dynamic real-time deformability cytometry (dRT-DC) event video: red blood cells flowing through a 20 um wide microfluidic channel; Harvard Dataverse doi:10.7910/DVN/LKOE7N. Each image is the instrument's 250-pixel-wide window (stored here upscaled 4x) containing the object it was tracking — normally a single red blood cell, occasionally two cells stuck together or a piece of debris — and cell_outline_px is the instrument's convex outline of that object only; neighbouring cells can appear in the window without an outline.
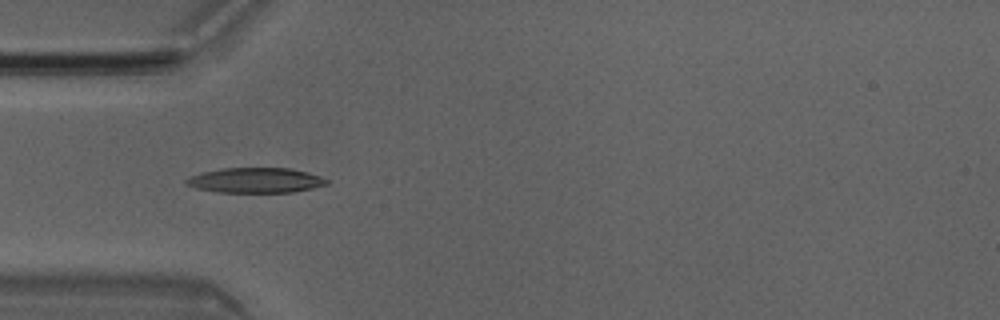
{"species": "Egyptian fruit bat (a non-hibernating species)", "species_latin": "Rousettus aegyptiacus", "temperature_condition": "room temperature", "stored_images_in_passage": 8, "camera_frame_rate_fps": 3000, "um_per_image_px": 0.085, "animal": {"sex": "male"}, "frame": {"image": 1, "passage_image": 4, "time_ms": 1.0, "image_size_px": [1000, 320], "cell_outline_px": [[328, 184], [312, 188], [292, 192], [220, 192], [196, 188], [184, 184], [184, 180], [188, 176], [200, 172], [224, 168], [288, 168], [308, 172], [320, 176], [328, 180]], "centroid_in_image_um": [21.68, 15.32], "position_along_channel_um": 63.3, "area_um2": 20.58}}
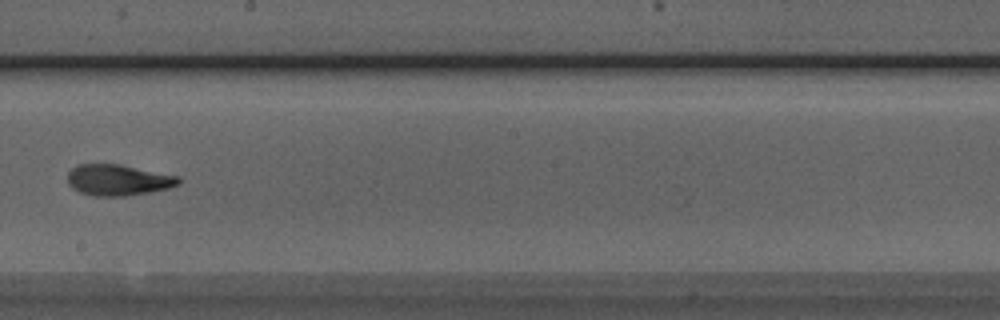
{"frame": {"image": 2, "passage_image": 8, "time_ms": 2.333, "image_size_px": [1000, 320], "cell_outline_px": [[180, 184], [168, 188], [148, 192], [124, 196], [92, 196], [80, 192], [72, 188], [68, 184], [68, 172], [76, 164], [120, 164], [180, 176]], "centroid_in_image_um": [10.03, 15.29], "position_along_channel_um": 238.2, "area_um2": 20.17}}